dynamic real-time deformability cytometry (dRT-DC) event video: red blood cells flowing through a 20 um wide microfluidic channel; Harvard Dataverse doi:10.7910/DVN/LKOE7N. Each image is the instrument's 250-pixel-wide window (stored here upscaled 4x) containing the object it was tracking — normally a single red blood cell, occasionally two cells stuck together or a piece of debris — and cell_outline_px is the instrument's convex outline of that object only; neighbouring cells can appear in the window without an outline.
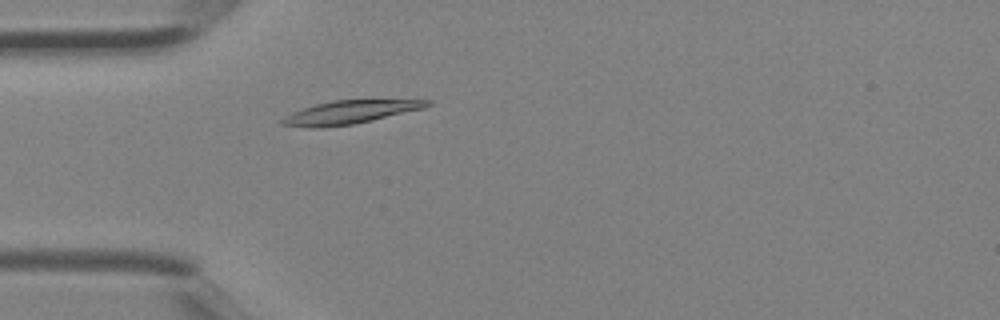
{"species": "Egyptian fruit bat (a non-hibernating species)", "species_latin": "Rousettus aegyptiacus", "temperature_condition": "room temperature", "stored_images_in_passage": 1, "camera_frame_rate_fps": 3000, "um_per_image_px": 0.085, "animal": {"sex": "female"}, "frame": {"image": 1, "passage_image": 1, "time_ms": 0.0, "image_size_px": [1000, 320], "cell_outline_px": [[432, 104], [424, 108], [372, 120], [352, 124], [316, 128], [312, 128], [280, 124], [280, 120], [284, 116], [292, 112], [316, 104], [332, 100], [432, 100]], "centroid_in_image_um": [29.72, 9.53], "position_along_channel_um": 55.3, "area_um2": 19.42}}